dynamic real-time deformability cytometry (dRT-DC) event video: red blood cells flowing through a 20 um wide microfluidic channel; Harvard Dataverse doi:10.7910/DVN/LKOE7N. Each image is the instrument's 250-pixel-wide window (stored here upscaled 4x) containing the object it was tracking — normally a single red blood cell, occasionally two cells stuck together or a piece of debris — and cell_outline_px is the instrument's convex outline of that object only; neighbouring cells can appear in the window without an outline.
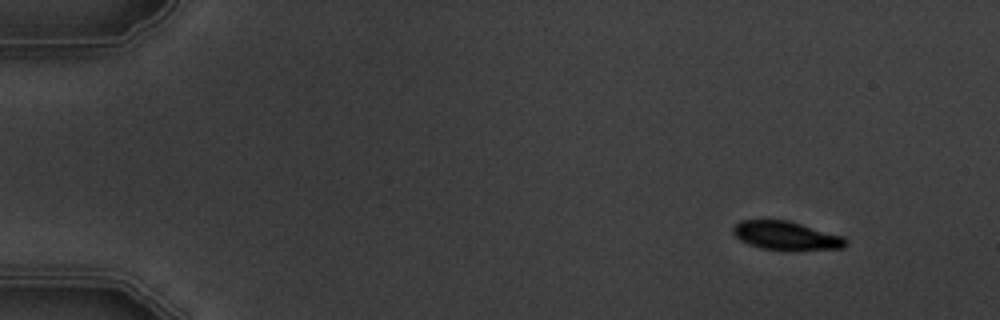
{"species": "common noctule bat (a hibernating species)", "species_latin": "Nyctalus noctula", "temperature_condition": "warm", "stored_images_in_passage": 5, "camera_frame_rate_fps": 3000, "um_per_image_px": 0.085, "animal": {"sex": "male", "body_mass_g": 19.5, "forearm_length_mm": 54.6}, "frame": {"image": 1, "passage_image": 1, "time_ms": 0.0, "image_size_px": [1000, 320], "cell_outline_px": [[848, 244], [844, 248], [760, 248], [748, 244], [740, 240], [732, 232], [732, 228], [740, 220], [788, 220], [844, 236], [848, 240]], "centroid_in_image_um": [66.81, 19.99], "position_along_channel_um": 18.2, "area_um2": 18.21}}
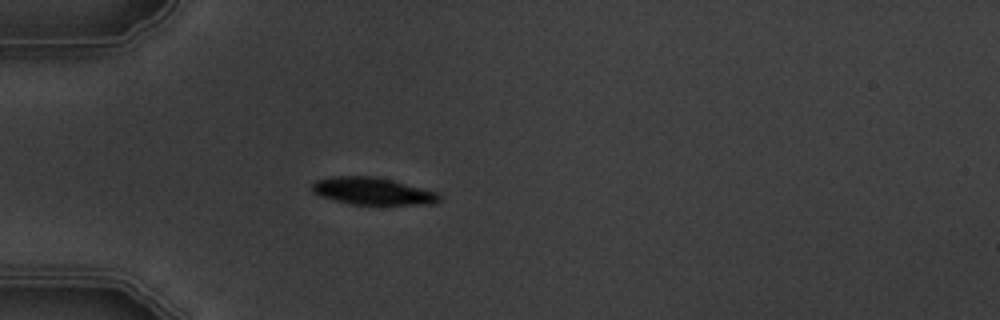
{"frame": {"image": 2, "passage_image": 4, "time_ms": 3.667, "image_size_px": [1000, 320], "cell_outline_px": [[444, 196], [440, 200], [432, 204], [352, 204], [320, 196], [312, 192], [312, 184], [316, 180], [332, 176], [376, 176], [440, 192]], "centroid_in_image_um": [31.72, 16.24], "position_along_channel_um": 53.3, "area_um2": 20.29}}